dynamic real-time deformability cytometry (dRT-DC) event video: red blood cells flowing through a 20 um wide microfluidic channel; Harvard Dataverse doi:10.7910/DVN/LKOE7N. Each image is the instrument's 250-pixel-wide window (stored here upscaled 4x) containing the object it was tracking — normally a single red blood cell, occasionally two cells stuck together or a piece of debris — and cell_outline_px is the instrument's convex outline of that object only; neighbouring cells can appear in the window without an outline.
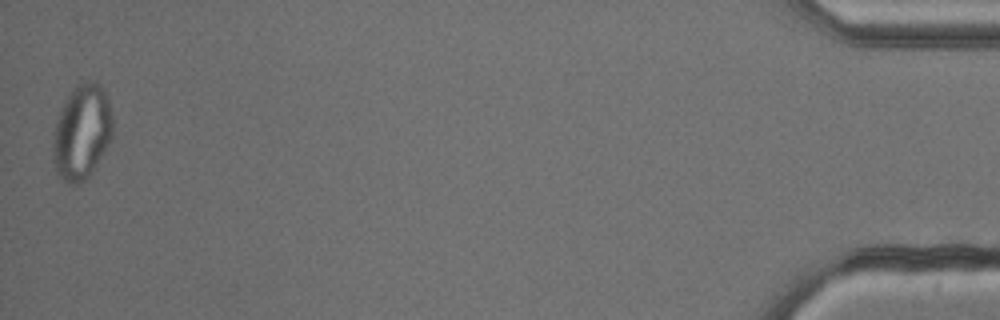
{"species": "common noctule bat (a hibernating species)", "species_latin": "Nyctalus noctula", "temperature_condition": "cold", "stored_images_in_passage": 51, "camera_frame_rate_fps": 3000, "um_per_image_px": 0.085, "animal": {"sex": "male", "body_mass_g": 13.3}, "frame": {"image": 1, "passage_image": 51, "time_ms": 16.667, "image_size_px": [1000, 320], "cell_outline_px": [[112, 136], [108, 144], [88, 176], [84, 180], [76, 184], [68, 184], [56, 172], [52, 160], [52, 144], [56, 120], [64, 100], [76, 84], [88, 80], [96, 80], [104, 88], [108, 100], [112, 116]], "centroid_in_image_um": [6.93, 11.18], "position_along_channel_um": 428.3, "area_um2": 33.12}, "authors_computed_cell_mechanics": {"area_um2": 28.322, "velocity_mm_per_s": 3.8197, "shape_relaxation_time_tau1_ms": null, "shape_relaxation_time_tau2_ms": 2.1979, "deformation_change_tau1": null, "deformation_change_tau2": 0.0766}}